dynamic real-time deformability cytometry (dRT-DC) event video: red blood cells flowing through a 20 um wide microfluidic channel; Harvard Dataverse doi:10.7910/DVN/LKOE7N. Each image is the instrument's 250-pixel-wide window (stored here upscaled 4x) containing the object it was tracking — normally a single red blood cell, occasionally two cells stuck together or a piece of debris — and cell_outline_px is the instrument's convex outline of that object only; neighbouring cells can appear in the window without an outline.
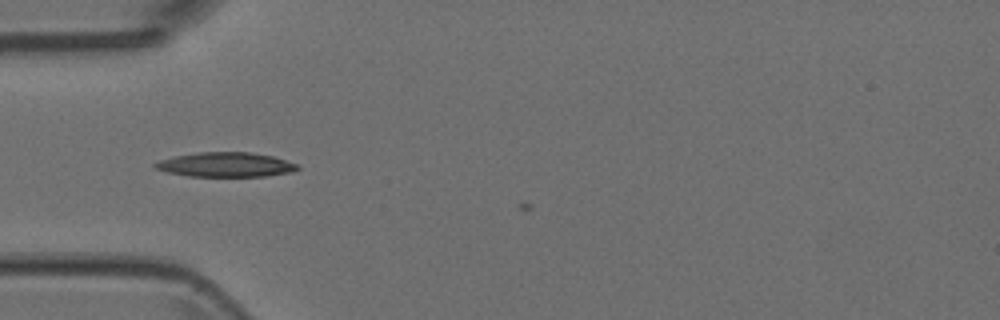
{"species": "Egyptian fruit bat (a non-hibernating species)", "species_latin": "Rousettus aegyptiacus", "temperature_condition": "room temperature", "stored_images_in_passage": 2, "camera_frame_rate_fps": 3000, "um_per_image_px": 0.085, "animal": {"sex": "female"}, "frame": {"image": 1, "passage_image": 1, "time_ms": 0.0, "image_size_px": [1000, 320], "cell_outline_px": [[300, 168], [292, 172], [264, 176], [188, 176], [168, 172], [152, 168], [152, 164], [160, 160], [176, 156], [196, 152], [252, 152], [272, 156], [296, 164]], "centroid_in_image_um": [19.14, 13.99], "position_along_channel_um": 65.9, "area_um2": 20.29}}